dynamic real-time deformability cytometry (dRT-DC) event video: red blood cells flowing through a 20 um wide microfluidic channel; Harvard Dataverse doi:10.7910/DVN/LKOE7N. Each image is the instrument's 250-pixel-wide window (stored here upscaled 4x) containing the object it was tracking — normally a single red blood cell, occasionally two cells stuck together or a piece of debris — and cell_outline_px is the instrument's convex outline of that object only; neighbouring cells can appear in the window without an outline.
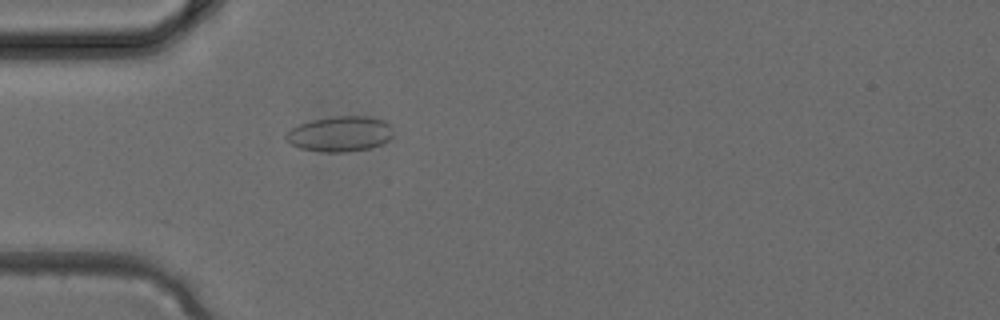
{"species": "common noctule bat (a hibernating species)", "species_latin": "Nyctalus noctula", "temperature_condition": "cold", "stored_images_in_passage": 3, "camera_frame_rate_fps": 3000, "um_per_image_px": 0.085, "animal": {"sex": "female", "body_mass_g": 24.6, "forearm_length_mm": 56.2}, "frame": {"image": 1, "passage_image": 3, "time_ms": 0.667, "image_size_px": [1000, 320], "cell_outline_px": [[392, 136], [388, 140], [380, 144], [368, 148], [344, 152], [320, 152], [300, 148], [292, 144], [284, 136], [284, 132], [300, 124], [312, 120], [332, 116], [368, 116], [384, 120], [392, 128]], "centroid_in_image_um": [28.88, 11.37], "position_along_channel_um": 56.1, "area_um2": 22.02}}